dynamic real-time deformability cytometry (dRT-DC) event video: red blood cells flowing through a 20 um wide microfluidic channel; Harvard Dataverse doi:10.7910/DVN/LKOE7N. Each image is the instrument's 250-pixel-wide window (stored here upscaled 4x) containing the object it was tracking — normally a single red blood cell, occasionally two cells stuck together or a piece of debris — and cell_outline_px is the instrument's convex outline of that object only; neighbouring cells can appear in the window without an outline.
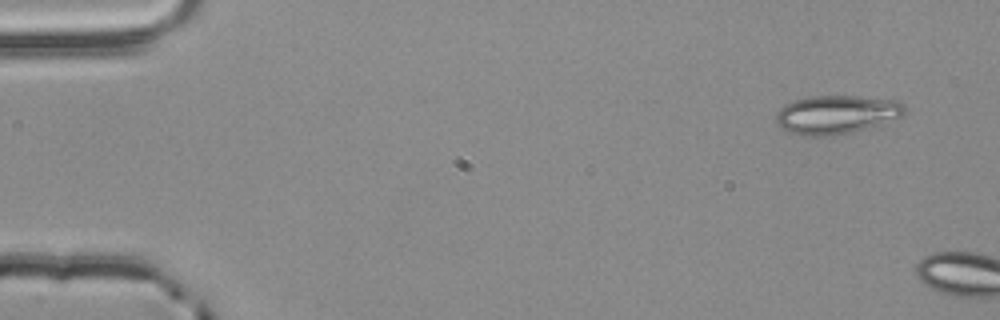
{"species": "common noctule bat (a hibernating species)", "species_latin": "Nyctalus noctula", "temperature_condition": "room temperature", "stored_images_in_passage": 2, "camera_frame_rate_fps": 3000, "um_per_image_px": 0.085, "animal": {"sex": "male", "body_mass_g": 20.4}, "frame": {"image": 1, "passage_image": 1, "time_ms": 0.0, "image_size_px": [1000, 320], "cell_outline_px": [[908, 108], [900, 116], [852, 132], [832, 136], [804, 136], [780, 128], [776, 124], [776, 112], [784, 104], [792, 100], [812, 96], [856, 96], [900, 100]], "centroid_in_image_um": [71.05, 9.72], "position_along_channel_um": 13.9, "area_um2": 28.9}}